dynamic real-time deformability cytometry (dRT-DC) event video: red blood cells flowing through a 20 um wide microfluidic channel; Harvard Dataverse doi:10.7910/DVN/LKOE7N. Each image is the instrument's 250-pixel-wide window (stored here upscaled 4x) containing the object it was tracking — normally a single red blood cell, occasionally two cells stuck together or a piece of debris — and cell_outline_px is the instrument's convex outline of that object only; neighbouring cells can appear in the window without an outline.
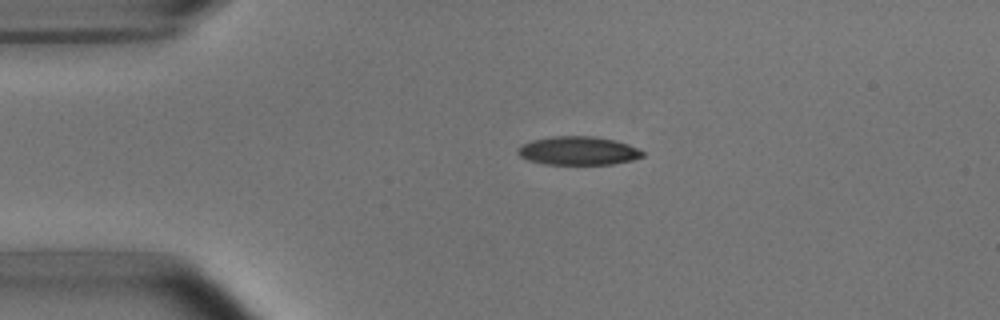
{"species": "common noctule bat (a hibernating species)", "species_latin": "Nyctalus noctula", "temperature_condition": "room temperature", "stored_images_in_passage": 2, "camera_frame_rate_fps": 3000, "um_per_image_px": 0.085, "animal": {"sex": "male", "body_mass_g": 15.6}, "frame": {"image": 1, "passage_image": 1, "time_ms": 0.0, "image_size_px": [1000, 320], "cell_outline_px": [[644, 156], [632, 160], [612, 164], [544, 164], [528, 160], [520, 156], [516, 152], [516, 148], [532, 140], [552, 136], [596, 136], [616, 140], [628, 144], [644, 152]], "centroid_in_image_um": [49.14, 12.81], "position_along_channel_um": 35.9, "area_um2": 20.81}}